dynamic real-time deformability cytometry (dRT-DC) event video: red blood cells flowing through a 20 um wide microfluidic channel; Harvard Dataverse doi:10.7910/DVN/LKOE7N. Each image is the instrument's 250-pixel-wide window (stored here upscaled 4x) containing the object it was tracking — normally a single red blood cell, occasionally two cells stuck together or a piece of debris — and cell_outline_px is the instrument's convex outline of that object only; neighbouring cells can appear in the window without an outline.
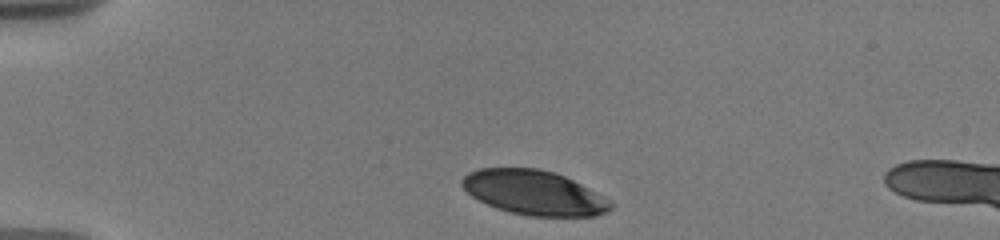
{"species": "human", "species_latin": "Homo sapiens", "temperature_condition": "warm", "stored_images_in_passage": 12, "camera_frame_rate_fps": 3000, "um_per_image_px": 0.085, "donor": {"sex": "male"}, "frame": {"image": 1, "passage_image": 1, "time_ms": 0.0, "image_size_px": [1000, 240], "cell_outline_px": [[612, 208], [608, 212], [596, 216], [528, 216], [496, 208], [472, 196], [460, 184], [460, 180], [468, 172], [480, 168], [540, 168], [556, 172], [588, 188], [612, 204]], "centroid_in_image_um": [45.35, 16.37], "position_along_channel_um": 39.6, "area_um2": 38.26}}
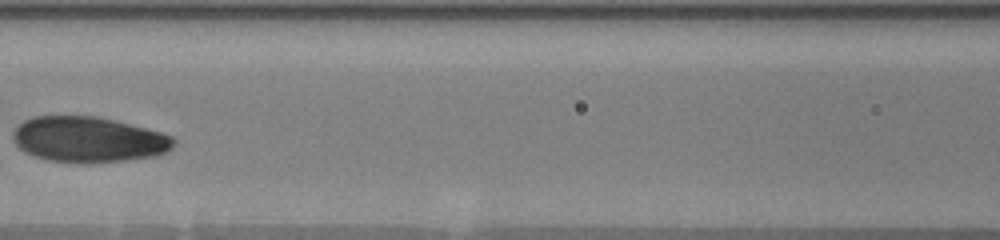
{"frame": {"image": 2, "passage_image": 9, "time_ms": 4.667, "image_size_px": [1000, 240], "cell_outline_px": [[176, 140], [172, 148], [168, 152], [152, 156], [128, 160], [88, 164], [76, 164], [48, 160], [24, 152], [16, 144], [12, 136], [16, 128], [24, 120], [32, 116], [100, 116], [116, 120], [160, 132], [172, 136]], "centroid_in_image_um": [7.53, 11.87], "position_along_channel_um": 159.1, "area_um2": 43.06}}
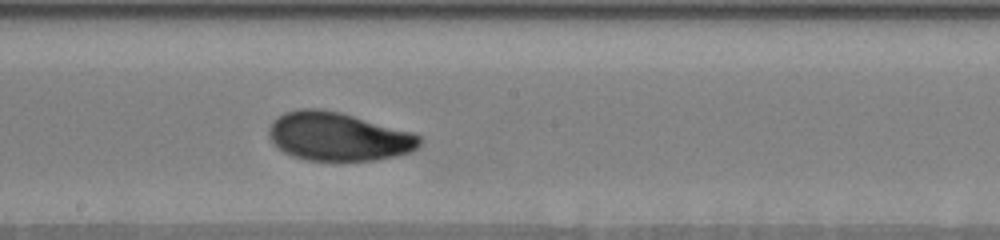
{"frame": {"image": 3, "passage_image": 12, "time_ms": 6.333, "image_size_px": [1000, 240], "cell_outline_px": [[420, 144], [416, 148], [408, 152], [396, 156], [376, 160], [308, 160], [292, 156], [284, 152], [268, 136], [268, 128], [272, 120], [284, 112], [300, 108], [320, 108], [340, 112], [412, 132], [420, 136]], "centroid_in_image_um": [28.72, 11.59], "position_along_channel_um": 219.5, "area_um2": 42.43}}